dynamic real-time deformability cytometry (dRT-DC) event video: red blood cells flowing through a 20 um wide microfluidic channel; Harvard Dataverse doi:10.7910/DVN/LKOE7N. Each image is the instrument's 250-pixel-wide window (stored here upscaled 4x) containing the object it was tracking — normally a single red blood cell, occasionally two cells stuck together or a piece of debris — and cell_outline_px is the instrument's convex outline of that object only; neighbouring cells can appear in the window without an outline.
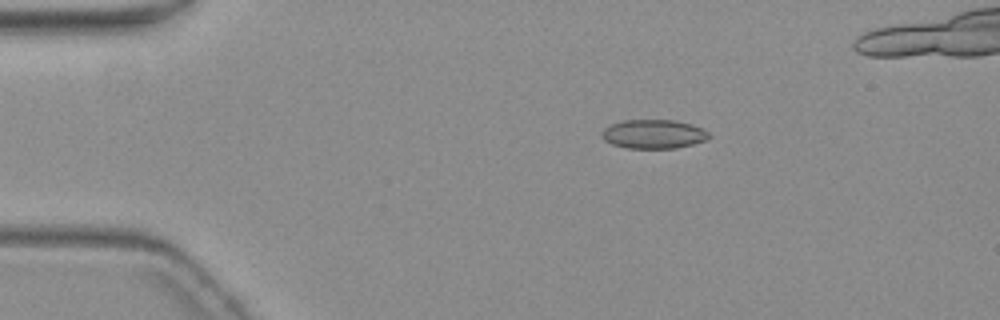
{"species": "common noctule bat (a hibernating species)", "species_latin": "Nyctalus noctula", "temperature_condition": "warm", "stored_images_in_passage": 6, "camera_frame_rate_fps": 3000, "um_per_image_px": 0.085, "animal": {"sex": "female", "body_mass_g": 19.3, "forearm_length_mm": 54.1}, "frame": {"image": 1, "passage_image": 3, "time_ms": 3.0, "image_size_px": [1000, 320], "cell_outline_px": [[712, 136], [708, 140], [676, 148], [628, 148], [612, 144], [604, 140], [600, 136], [604, 128], [612, 124], [624, 120], [676, 120], [692, 124], [708, 132]], "centroid_in_image_um": [55.57, 11.39], "position_along_channel_um": 29.4, "area_um2": 18.15}}